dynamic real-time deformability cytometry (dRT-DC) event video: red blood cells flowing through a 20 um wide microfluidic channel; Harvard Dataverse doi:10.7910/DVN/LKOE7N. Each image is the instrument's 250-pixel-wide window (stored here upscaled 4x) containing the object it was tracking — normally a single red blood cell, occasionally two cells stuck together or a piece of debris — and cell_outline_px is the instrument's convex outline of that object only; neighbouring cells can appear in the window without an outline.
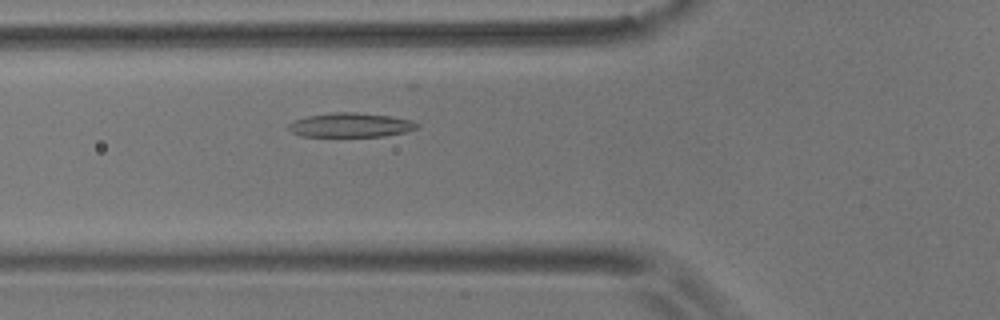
{"species": "common noctule bat (a hibernating species)", "species_latin": "Nyctalus noctula", "temperature_condition": "room temperature", "stored_images_in_passage": 39, "camera_frame_rate_fps": 3000, "um_per_image_px": 0.085, "animal": {"sex": "male", "body_mass_g": 17.9}, "frame": {"image": 1, "passage_image": 6, "time_ms": 1.667, "image_size_px": [1000, 320], "cell_outline_px": [[420, 128], [404, 132], [384, 136], [300, 136], [292, 132], [288, 128], [288, 124], [292, 120], [308, 116], [336, 112], [356, 112], [388, 116], [412, 120], [420, 124]], "centroid_in_image_um": [29.81, 10.63], "position_along_channel_um": 96.0, "area_um2": 18.15}}
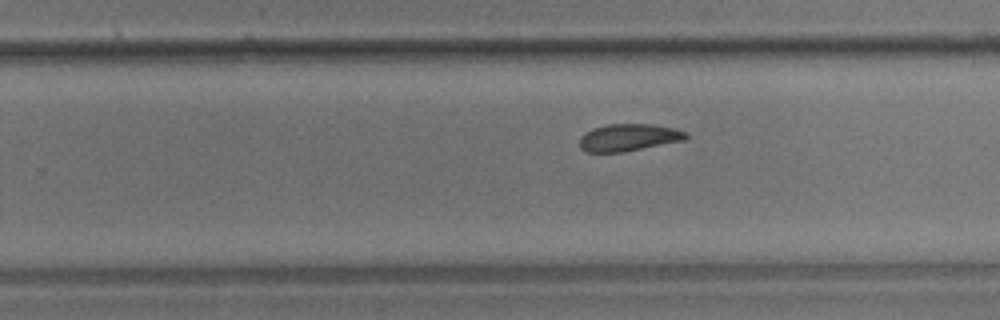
{"frame": {"image": 2, "passage_image": 21, "time_ms": 6.667, "image_size_px": [1000, 320], "cell_outline_px": [[688, 136], [684, 140], [624, 152], [584, 152], [580, 148], [580, 136], [584, 132], [592, 128], [608, 124], [652, 124], [676, 128], [688, 132]], "centroid_in_image_um": [53.42, 11.68], "position_along_channel_um": 276.4, "area_um2": 17.05}}
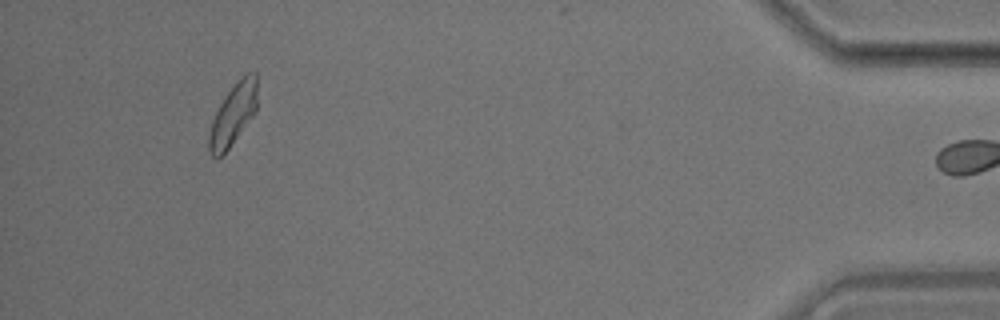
{"frame": {"image": 3, "passage_image": 38, "time_ms": 12.333, "image_size_px": [1000, 320], "cell_outline_px": [[256, 108], [252, 116], [228, 148], [216, 160], [208, 152], [208, 132], [212, 120], [224, 96], [248, 72], [256, 72]], "centroid_in_image_um": [19.76, 9.78], "position_along_channel_um": 415.4, "area_um2": 16.76}, "authors_computed_cell_mechanics": {"area_um2": 17.629, "velocity_mm_per_s": 3.6048, "shape_relaxation_time_tau1_ms": 6.0251, "shape_relaxation_time_tau2_ms": 6.1343, "deformation_change_tau1": 0.1541, "deformation_change_tau2": 0.1164}}